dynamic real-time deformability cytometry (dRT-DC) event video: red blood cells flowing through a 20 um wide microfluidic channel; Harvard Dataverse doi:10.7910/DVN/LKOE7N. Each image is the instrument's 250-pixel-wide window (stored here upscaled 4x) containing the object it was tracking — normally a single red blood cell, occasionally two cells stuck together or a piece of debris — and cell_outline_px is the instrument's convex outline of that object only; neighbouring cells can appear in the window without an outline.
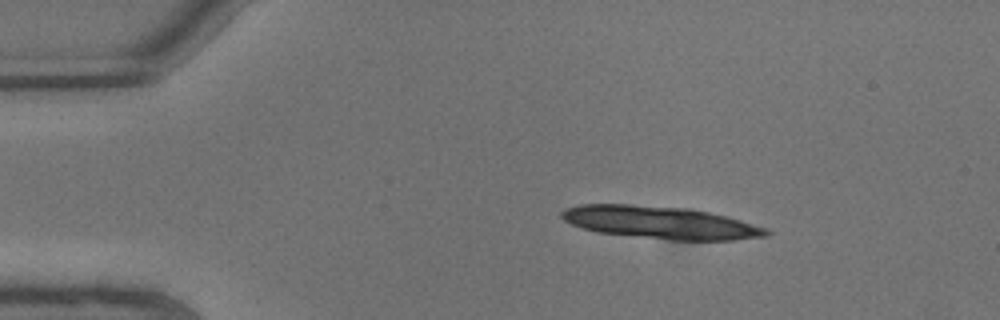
{"species": "common noctule bat (a hibernating species)", "species_latin": "Nyctalus noctula", "temperature_condition": "warm", "stored_images_in_passage": 5, "camera_frame_rate_fps": 3000, "um_per_image_px": 0.085, "animal": {"sex": "male", "body_mass_g": 13.3}, "frame": {"image": 1, "passage_image": 1, "time_ms": 0.0, "image_size_px": [1000, 320], "cell_outline_px": [[772, 232], [768, 236], [732, 240], [672, 240], [596, 232], [572, 224], [564, 220], [560, 216], [560, 212], [564, 208], [580, 204], [628, 204], [692, 208], [728, 216], [768, 228]], "centroid_in_image_um": [56.17, 18.9], "position_along_channel_um": 28.8, "area_um2": 39.13}}
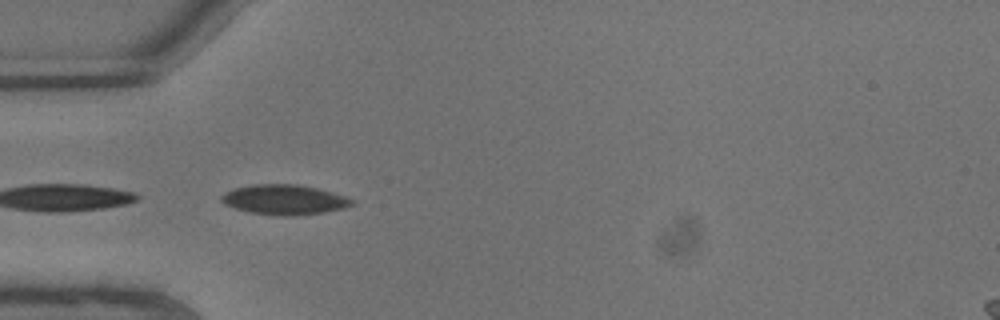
{"frame": {"image": 2, "passage_image": 4, "time_ms": 1.0, "image_size_px": [1000, 320], "cell_outline_px": [[356, 204], [344, 208], [324, 212], [296, 216], [280, 216], [248, 212], [224, 204], [220, 200], [220, 196], [224, 192], [232, 188], [252, 184], [300, 184], [316, 188], [344, 196], [352, 200]], "centroid_in_image_um": [24.12, 16.97], "position_along_channel_um": 60.9, "area_um2": 22.95}}